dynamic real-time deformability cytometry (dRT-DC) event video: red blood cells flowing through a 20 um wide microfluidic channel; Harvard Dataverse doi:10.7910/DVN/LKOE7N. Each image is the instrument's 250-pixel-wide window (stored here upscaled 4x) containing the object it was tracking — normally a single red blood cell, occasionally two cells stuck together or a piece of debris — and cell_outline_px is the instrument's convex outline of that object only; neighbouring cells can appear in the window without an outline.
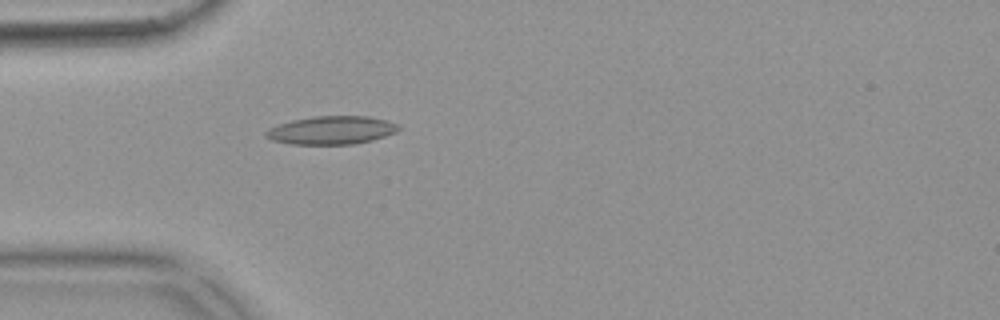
{"species": "common noctule bat (a hibernating species)", "species_latin": "Nyctalus noctula", "temperature_condition": "warm", "stored_images_in_passage": 54, "camera_frame_rate_fps": 3000, "um_per_image_px": 0.085, "animal": {"sex": "female", "body_mass_g": 18.4}, "frame": {"image": 1, "passage_image": 16, "time_ms": 5.0, "image_size_px": [1000, 320], "cell_outline_px": [[400, 128], [396, 132], [372, 140], [352, 144], [292, 144], [272, 140], [264, 136], [264, 132], [268, 128], [292, 120], [312, 116], [368, 116], [388, 120], [396, 124]], "centroid_in_image_um": [28.16, 11.06], "position_along_channel_um": 56.8, "area_um2": 21.79}}
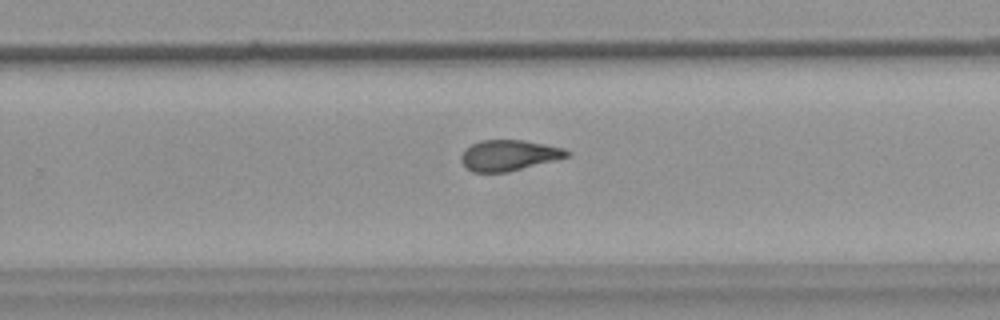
{"frame": {"image": 2, "passage_image": 35, "time_ms": 11.333, "image_size_px": [1000, 320], "cell_outline_px": [[572, 152], [568, 156], [556, 160], [508, 172], [472, 172], [460, 160], [460, 156], [464, 148], [480, 140], [524, 140], [564, 148]], "centroid_in_image_um": [43.25, 13.2], "position_along_channel_um": 286.6, "area_um2": 19.02}}
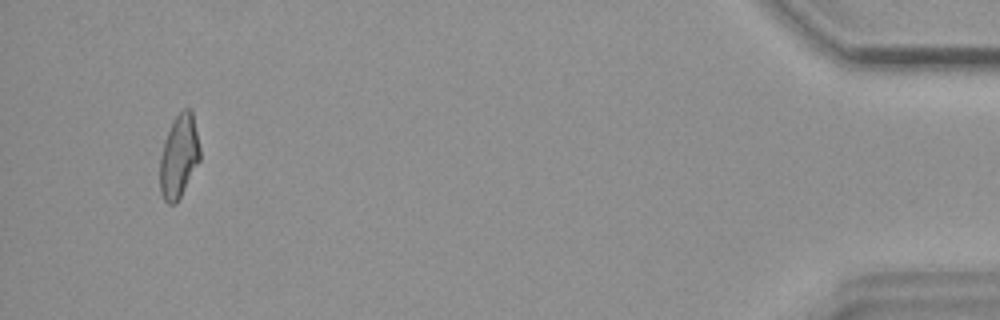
{"frame": {"image": 3, "passage_image": 52, "time_ms": 17.0, "image_size_px": [1000, 320], "cell_outline_px": [[200, 160], [176, 204], [168, 204], [164, 200], [160, 192], [160, 156], [164, 140], [176, 116], [184, 108], [188, 108], [192, 112], [200, 148]], "centroid_in_image_um": [15.2, 13.32], "position_along_channel_um": 420.0, "area_um2": 19.19}, "authors_computed_cell_mechanics": {"area_um2": 19.7676, "velocity_mm_per_s": 3.7012, "shape_relaxation_time_tau1_ms": null, "shape_relaxation_time_tau2_ms": 3.0126, "deformation_change_tau1": null, "deformation_change_tau2": 0.1089}}